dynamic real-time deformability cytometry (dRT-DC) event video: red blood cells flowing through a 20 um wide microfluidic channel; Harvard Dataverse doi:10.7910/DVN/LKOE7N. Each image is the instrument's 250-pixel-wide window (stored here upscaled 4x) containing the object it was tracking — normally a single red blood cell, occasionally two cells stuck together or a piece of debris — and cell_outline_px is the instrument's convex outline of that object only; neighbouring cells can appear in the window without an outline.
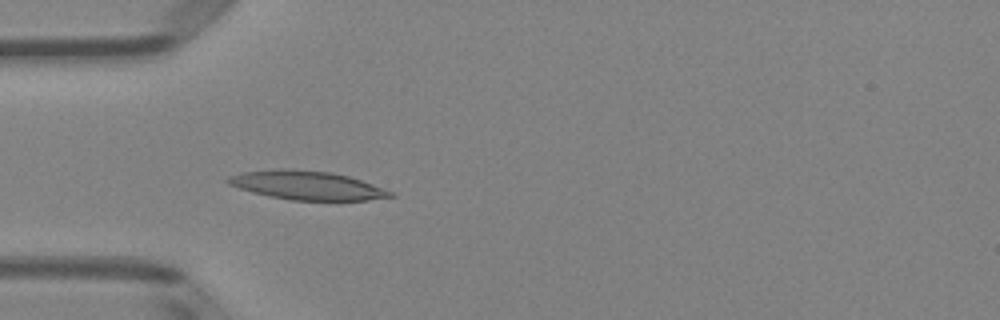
{"species": "Egyptian fruit bat (a non-hibernating species)", "species_latin": "Rousettus aegyptiacus", "temperature_condition": "room temperature", "stored_images_in_passage": 50, "camera_frame_rate_fps": 3000, "um_per_image_px": 0.085, "animal": {"sex": "female"}, "frame": {"image": 1, "passage_image": 15, "time_ms": 4.667, "image_size_px": [1000, 320], "cell_outline_px": [[396, 196], [368, 200], [292, 200], [268, 196], [252, 192], [228, 184], [224, 180], [228, 176], [240, 172], [280, 168], [292, 168], [332, 172], [348, 176], [372, 184], [392, 192]], "centroid_in_image_um": [26.04, 15.74], "position_along_channel_um": 59.0, "area_um2": 27.34}}
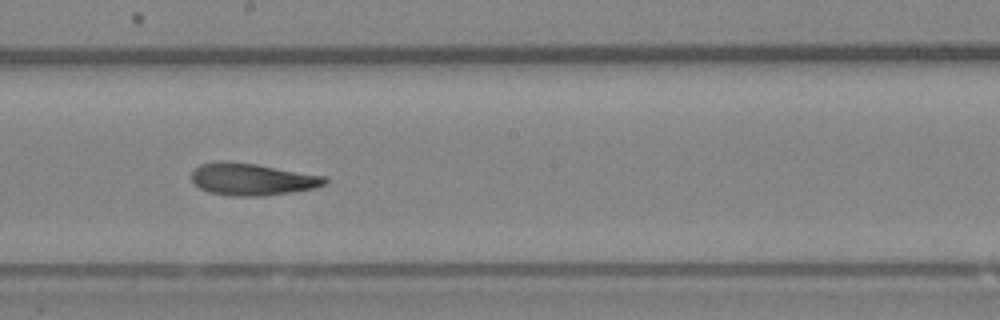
{"frame": {"image": 2, "passage_image": 28, "time_ms": 9.0, "image_size_px": [1000, 320], "cell_outline_px": [[328, 180], [324, 184], [316, 188], [292, 192], [264, 196], [232, 196], [208, 192], [200, 188], [192, 180], [192, 172], [200, 164], [216, 160], [228, 160], [256, 164], [324, 176]], "centroid_in_image_um": [21.4, 15.23], "position_along_channel_um": 226.8, "area_um2": 25.03}}
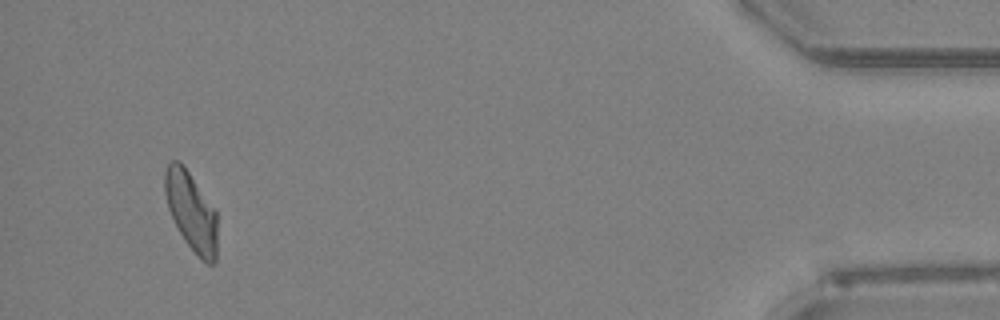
{"frame": {"image": 3, "passage_image": 48, "time_ms": 15.667, "image_size_px": [1000, 320], "cell_outline_px": [[216, 264], [208, 264], [200, 260], [188, 244], [180, 232], [168, 208], [164, 192], [164, 172], [168, 164], [172, 160], [180, 160], [184, 164], [216, 208]], "centroid_in_image_um": [16.26, 17.92], "position_along_channel_um": 418.9, "area_um2": 24.39}, "authors_computed_cell_mechanics": {"area_um2": 25.3164, "velocity_mm_per_s": 3.9759, "shape_relaxation_time_tau1_ms": 6.4902, "shape_relaxation_time_tau2_ms": 3.3335, "deformation_change_tau1": 0.1884, "deformation_change_tau2": 0.1162}}